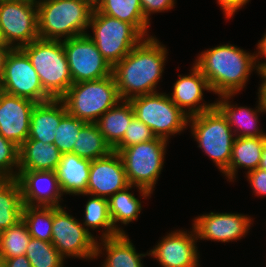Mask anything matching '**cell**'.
Returning <instances> with one entry per match:
<instances>
[{"label":"cell","mask_w":266,"mask_h":267,"mask_svg":"<svg viewBox=\"0 0 266 267\" xmlns=\"http://www.w3.org/2000/svg\"><path fill=\"white\" fill-rule=\"evenodd\" d=\"M0 90L14 96L43 103L53 99L44 89L28 56L20 49L11 51L6 60Z\"/></svg>","instance_id":"12"},{"label":"cell","mask_w":266,"mask_h":267,"mask_svg":"<svg viewBox=\"0 0 266 267\" xmlns=\"http://www.w3.org/2000/svg\"><path fill=\"white\" fill-rule=\"evenodd\" d=\"M91 160L73 153H64L55 170L61 192L69 195L86 194Z\"/></svg>","instance_id":"22"},{"label":"cell","mask_w":266,"mask_h":267,"mask_svg":"<svg viewBox=\"0 0 266 267\" xmlns=\"http://www.w3.org/2000/svg\"><path fill=\"white\" fill-rule=\"evenodd\" d=\"M17 180L24 205L61 206L63 193L55 171H18Z\"/></svg>","instance_id":"18"},{"label":"cell","mask_w":266,"mask_h":267,"mask_svg":"<svg viewBox=\"0 0 266 267\" xmlns=\"http://www.w3.org/2000/svg\"><path fill=\"white\" fill-rule=\"evenodd\" d=\"M84 1H86V2H88L92 7H96L98 4H99V2H100V0H84Z\"/></svg>","instance_id":"46"},{"label":"cell","mask_w":266,"mask_h":267,"mask_svg":"<svg viewBox=\"0 0 266 267\" xmlns=\"http://www.w3.org/2000/svg\"><path fill=\"white\" fill-rule=\"evenodd\" d=\"M95 8L100 13L133 25L145 38L150 37V23L144 17L140 0H100Z\"/></svg>","instance_id":"29"},{"label":"cell","mask_w":266,"mask_h":267,"mask_svg":"<svg viewBox=\"0 0 266 267\" xmlns=\"http://www.w3.org/2000/svg\"><path fill=\"white\" fill-rule=\"evenodd\" d=\"M193 64L218 96L239 93L246 86L251 72L258 71L254 53L229 43L202 51Z\"/></svg>","instance_id":"2"},{"label":"cell","mask_w":266,"mask_h":267,"mask_svg":"<svg viewBox=\"0 0 266 267\" xmlns=\"http://www.w3.org/2000/svg\"><path fill=\"white\" fill-rule=\"evenodd\" d=\"M257 52H254L255 53V62L257 64V67H258V70L260 69H265L266 68V33L263 35V38L261 40L258 41L257 43ZM265 58V62L263 61L260 62L259 60L261 58ZM258 60V61H257Z\"/></svg>","instance_id":"41"},{"label":"cell","mask_w":266,"mask_h":267,"mask_svg":"<svg viewBox=\"0 0 266 267\" xmlns=\"http://www.w3.org/2000/svg\"><path fill=\"white\" fill-rule=\"evenodd\" d=\"M22 220L32 238L52 241L53 206L24 205Z\"/></svg>","instance_id":"32"},{"label":"cell","mask_w":266,"mask_h":267,"mask_svg":"<svg viewBox=\"0 0 266 267\" xmlns=\"http://www.w3.org/2000/svg\"><path fill=\"white\" fill-rule=\"evenodd\" d=\"M246 174L251 188L253 189V193L258 196H266V171L257 168Z\"/></svg>","instance_id":"39"},{"label":"cell","mask_w":266,"mask_h":267,"mask_svg":"<svg viewBox=\"0 0 266 267\" xmlns=\"http://www.w3.org/2000/svg\"><path fill=\"white\" fill-rule=\"evenodd\" d=\"M25 255L32 267H64L65 258L51 242L31 237Z\"/></svg>","instance_id":"34"},{"label":"cell","mask_w":266,"mask_h":267,"mask_svg":"<svg viewBox=\"0 0 266 267\" xmlns=\"http://www.w3.org/2000/svg\"><path fill=\"white\" fill-rule=\"evenodd\" d=\"M30 239L31 235L22 219L10 228L3 230L0 233V258L4 261L25 255Z\"/></svg>","instance_id":"33"},{"label":"cell","mask_w":266,"mask_h":267,"mask_svg":"<svg viewBox=\"0 0 266 267\" xmlns=\"http://www.w3.org/2000/svg\"><path fill=\"white\" fill-rule=\"evenodd\" d=\"M85 124L86 122L79 120L68 112L62 117L56 130L54 142L62 154L72 153L79 132Z\"/></svg>","instance_id":"35"},{"label":"cell","mask_w":266,"mask_h":267,"mask_svg":"<svg viewBox=\"0 0 266 267\" xmlns=\"http://www.w3.org/2000/svg\"><path fill=\"white\" fill-rule=\"evenodd\" d=\"M253 219L238 213L202 214L193 220V229L197 240L233 242L247 235Z\"/></svg>","instance_id":"14"},{"label":"cell","mask_w":266,"mask_h":267,"mask_svg":"<svg viewBox=\"0 0 266 267\" xmlns=\"http://www.w3.org/2000/svg\"><path fill=\"white\" fill-rule=\"evenodd\" d=\"M35 102L0 90V135L20 147L29 137Z\"/></svg>","instance_id":"16"},{"label":"cell","mask_w":266,"mask_h":267,"mask_svg":"<svg viewBox=\"0 0 266 267\" xmlns=\"http://www.w3.org/2000/svg\"><path fill=\"white\" fill-rule=\"evenodd\" d=\"M263 145L264 137H235L229 167L223 172L229 182H234L238 168L247 172L259 168Z\"/></svg>","instance_id":"26"},{"label":"cell","mask_w":266,"mask_h":267,"mask_svg":"<svg viewBox=\"0 0 266 267\" xmlns=\"http://www.w3.org/2000/svg\"><path fill=\"white\" fill-rule=\"evenodd\" d=\"M132 187L138 189L139 194L143 199L149 198L152 194L151 191L143 189L138 186L129 185L123 190H120L108 198L109 214L113 223L114 229L119 234H127L123 228H120L117 223L124 225L129 224L132 221H136L142 210L141 200L130 192Z\"/></svg>","instance_id":"25"},{"label":"cell","mask_w":266,"mask_h":267,"mask_svg":"<svg viewBox=\"0 0 266 267\" xmlns=\"http://www.w3.org/2000/svg\"><path fill=\"white\" fill-rule=\"evenodd\" d=\"M258 75L262 78V83L258 89V97L262 108L266 111V68L257 71Z\"/></svg>","instance_id":"43"},{"label":"cell","mask_w":266,"mask_h":267,"mask_svg":"<svg viewBox=\"0 0 266 267\" xmlns=\"http://www.w3.org/2000/svg\"><path fill=\"white\" fill-rule=\"evenodd\" d=\"M0 34L3 42L14 49L37 40L36 0H0Z\"/></svg>","instance_id":"10"},{"label":"cell","mask_w":266,"mask_h":267,"mask_svg":"<svg viewBox=\"0 0 266 267\" xmlns=\"http://www.w3.org/2000/svg\"><path fill=\"white\" fill-rule=\"evenodd\" d=\"M134 116L130 101L120 100L104 113L95 124L106 142L114 149L123 140L124 134Z\"/></svg>","instance_id":"27"},{"label":"cell","mask_w":266,"mask_h":267,"mask_svg":"<svg viewBox=\"0 0 266 267\" xmlns=\"http://www.w3.org/2000/svg\"><path fill=\"white\" fill-rule=\"evenodd\" d=\"M155 138L156 136L152 130L134 116L124 134L123 140L113 149V151L120 152L123 148L145 141H151Z\"/></svg>","instance_id":"37"},{"label":"cell","mask_w":266,"mask_h":267,"mask_svg":"<svg viewBox=\"0 0 266 267\" xmlns=\"http://www.w3.org/2000/svg\"><path fill=\"white\" fill-rule=\"evenodd\" d=\"M18 167L19 147L0 135V177L17 178Z\"/></svg>","instance_id":"36"},{"label":"cell","mask_w":266,"mask_h":267,"mask_svg":"<svg viewBox=\"0 0 266 267\" xmlns=\"http://www.w3.org/2000/svg\"><path fill=\"white\" fill-rule=\"evenodd\" d=\"M113 149L95 123H86L80 130L72 153L89 160L109 155Z\"/></svg>","instance_id":"30"},{"label":"cell","mask_w":266,"mask_h":267,"mask_svg":"<svg viewBox=\"0 0 266 267\" xmlns=\"http://www.w3.org/2000/svg\"><path fill=\"white\" fill-rule=\"evenodd\" d=\"M0 267H5L4 261L0 258Z\"/></svg>","instance_id":"47"},{"label":"cell","mask_w":266,"mask_h":267,"mask_svg":"<svg viewBox=\"0 0 266 267\" xmlns=\"http://www.w3.org/2000/svg\"><path fill=\"white\" fill-rule=\"evenodd\" d=\"M167 48L154 36L144 38L112 68L121 100L157 93L164 72Z\"/></svg>","instance_id":"1"},{"label":"cell","mask_w":266,"mask_h":267,"mask_svg":"<svg viewBox=\"0 0 266 267\" xmlns=\"http://www.w3.org/2000/svg\"><path fill=\"white\" fill-rule=\"evenodd\" d=\"M64 208L53 206L51 243L64 258L95 259L97 237Z\"/></svg>","instance_id":"11"},{"label":"cell","mask_w":266,"mask_h":267,"mask_svg":"<svg viewBox=\"0 0 266 267\" xmlns=\"http://www.w3.org/2000/svg\"><path fill=\"white\" fill-rule=\"evenodd\" d=\"M135 117L148 126L158 138L169 140L171 135L183 132L189 117L166 93H153L131 98Z\"/></svg>","instance_id":"8"},{"label":"cell","mask_w":266,"mask_h":267,"mask_svg":"<svg viewBox=\"0 0 266 267\" xmlns=\"http://www.w3.org/2000/svg\"><path fill=\"white\" fill-rule=\"evenodd\" d=\"M36 3L40 39L61 41L87 33L94 9L88 2L84 0H36Z\"/></svg>","instance_id":"3"},{"label":"cell","mask_w":266,"mask_h":267,"mask_svg":"<svg viewBox=\"0 0 266 267\" xmlns=\"http://www.w3.org/2000/svg\"><path fill=\"white\" fill-rule=\"evenodd\" d=\"M129 185L119 153L112 151L105 157L91 161L86 194L79 195H94L108 199Z\"/></svg>","instance_id":"17"},{"label":"cell","mask_w":266,"mask_h":267,"mask_svg":"<svg viewBox=\"0 0 266 267\" xmlns=\"http://www.w3.org/2000/svg\"><path fill=\"white\" fill-rule=\"evenodd\" d=\"M5 267H32L26 255L4 260Z\"/></svg>","instance_id":"44"},{"label":"cell","mask_w":266,"mask_h":267,"mask_svg":"<svg viewBox=\"0 0 266 267\" xmlns=\"http://www.w3.org/2000/svg\"><path fill=\"white\" fill-rule=\"evenodd\" d=\"M249 1L250 0H217V4L220 5L226 19H230L237 10L241 9Z\"/></svg>","instance_id":"40"},{"label":"cell","mask_w":266,"mask_h":267,"mask_svg":"<svg viewBox=\"0 0 266 267\" xmlns=\"http://www.w3.org/2000/svg\"><path fill=\"white\" fill-rule=\"evenodd\" d=\"M259 168L266 171V137H264V145L262 148V157H261Z\"/></svg>","instance_id":"45"},{"label":"cell","mask_w":266,"mask_h":267,"mask_svg":"<svg viewBox=\"0 0 266 267\" xmlns=\"http://www.w3.org/2000/svg\"><path fill=\"white\" fill-rule=\"evenodd\" d=\"M188 75H178L173 92L169 95L171 101L188 117L201 114L215 107L214 103H204L203 91H211L207 79L193 64ZM203 101V103H201Z\"/></svg>","instance_id":"19"},{"label":"cell","mask_w":266,"mask_h":267,"mask_svg":"<svg viewBox=\"0 0 266 267\" xmlns=\"http://www.w3.org/2000/svg\"><path fill=\"white\" fill-rule=\"evenodd\" d=\"M60 99L69 114L86 123H95L121 100L113 74L103 79L73 83Z\"/></svg>","instance_id":"5"},{"label":"cell","mask_w":266,"mask_h":267,"mask_svg":"<svg viewBox=\"0 0 266 267\" xmlns=\"http://www.w3.org/2000/svg\"><path fill=\"white\" fill-rule=\"evenodd\" d=\"M167 142L169 143L165 139L156 137L118 152L130 185L153 193V188L163 170Z\"/></svg>","instance_id":"9"},{"label":"cell","mask_w":266,"mask_h":267,"mask_svg":"<svg viewBox=\"0 0 266 267\" xmlns=\"http://www.w3.org/2000/svg\"><path fill=\"white\" fill-rule=\"evenodd\" d=\"M36 70L43 89L60 99L73 84L62 40L38 38L20 48Z\"/></svg>","instance_id":"4"},{"label":"cell","mask_w":266,"mask_h":267,"mask_svg":"<svg viewBox=\"0 0 266 267\" xmlns=\"http://www.w3.org/2000/svg\"><path fill=\"white\" fill-rule=\"evenodd\" d=\"M196 233L176 230L162 238L149 255L155 258L162 267H200Z\"/></svg>","instance_id":"15"},{"label":"cell","mask_w":266,"mask_h":267,"mask_svg":"<svg viewBox=\"0 0 266 267\" xmlns=\"http://www.w3.org/2000/svg\"><path fill=\"white\" fill-rule=\"evenodd\" d=\"M188 126L191 127L192 136L197 141L198 147L223 173L229 167L235 139L227 119L214 107L209 111L190 116Z\"/></svg>","instance_id":"6"},{"label":"cell","mask_w":266,"mask_h":267,"mask_svg":"<svg viewBox=\"0 0 266 267\" xmlns=\"http://www.w3.org/2000/svg\"><path fill=\"white\" fill-rule=\"evenodd\" d=\"M99 241L101 242L97 241L95 259L102 254V250H105V256L107 255L102 267H144L142 257L150 256L148 252L137 253L126 234L99 239Z\"/></svg>","instance_id":"23"},{"label":"cell","mask_w":266,"mask_h":267,"mask_svg":"<svg viewBox=\"0 0 266 267\" xmlns=\"http://www.w3.org/2000/svg\"><path fill=\"white\" fill-rule=\"evenodd\" d=\"M66 113V106L61 99L36 103L31 112L27 139L41 141L45 144L54 143L57 127Z\"/></svg>","instance_id":"21"},{"label":"cell","mask_w":266,"mask_h":267,"mask_svg":"<svg viewBox=\"0 0 266 267\" xmlns=\"http://www.w3.org/2000/svg\"><path fill=\"white\" fill-rule=\"evenodd\" d=\"M61 156L54 143L27 139L19 147L18 171H55Z\"/></svg>","instance_id":"24"},{"label":"cell","mask_w":266,"mask_h":267,"mask_svg":"<svg viewBox=\"0 0 266 267\" xmlns=\"http://www.w3.org/2000/svg\"><path fill=\"white\" fill-rule=\"evenodd\" d=\"M13 49L14 48L9 44H6L3 41L0 42V82L4 73L6 60Z\"/></svg>","instance_id":"42"},{"label":"cell","mask_w":266,"mask_h":267,"mask_svg":"<svg viewBox=\"0 0 266 267\" xmlns=\"http://www.w3.org/2000/svg\"><path fill=\"white\" fill-rule=\"evenodd\" d=\"M62 42L73 83L103 79L112 75L113 67L87 34Z\"/></svg>","instance_id":"13"},{"label":"cell","mask_w":266,"mask_h":267,"mask_svg":"<svg viewBox=\"0 0 266 267\" xmlns=\"http://www.w3.org/2000/svg\"><path fill=\"white\" fill-rule=\"evenodd\" d=\"M84 219L81 223L88 231L102 228L100 239L110 238L119 235L114 229L109 214L108 199L91 195L85 205ZM89 228V229H88Z\"/></svg>","instance_id":"31"},{"label":"cell","mask_w":266,"mask_h":267,"mask_svg":"<svg viewBox=\"0 0 266 267\" xmlns=\"http://www.w3.org/2000/svg\"><path fill=\"white\" fill-rule=\"evenodd\" d=\"M88 28L94 35L86 34L112 67L144 39L133 25L100 13L96 8L92 11Z\"/></svg>","instance_id":"7"},{"label":"cell","mask_w":266,"mask_h":267,"mask_svg":"<svg viewBox=\"0 0 266 267\" xmlns=\"http://www.w3.org/2000/svg\"><path fill=\"white\" fill-rule=\"evenodd\" d=\"M24 203L17 178L0 177V231L22 219Z\"/></svg>","instance_id":"28"},{"label":"cell","mask_w":266,"mask_h":267,"mask_svg":"<svg viewBox=\"0 0 266 267\" xmlns=\"http://www.w3.org/2000/svg\"><path fill=\"white\" fill-rule=\"evenodd\" d=\"M235 94L220 95L219 100L215 102V107L227 119L235 137H266L264 130L258 127L259 113H266L262 108L258 97V105L255 109L247 106H237L231 104L230 98ZM235 127V128H234ZM234 128V129H233Z\"/></svg>","instance_id":"20"},{"label":"cell","mask_w":266,"mask_h":267,"mask_svg":"<svg viewBox=\"0 0 266 267\" xmlns=\"http://www.w3.org/2000/svg\"><path fill=\"white\" fill-rule=\"evenodd\" d=\"M176 0H140L145 19L150 23L153 13L166 12L175 6Z\"/></svg>","instance_id":"38"}]
</instances>
